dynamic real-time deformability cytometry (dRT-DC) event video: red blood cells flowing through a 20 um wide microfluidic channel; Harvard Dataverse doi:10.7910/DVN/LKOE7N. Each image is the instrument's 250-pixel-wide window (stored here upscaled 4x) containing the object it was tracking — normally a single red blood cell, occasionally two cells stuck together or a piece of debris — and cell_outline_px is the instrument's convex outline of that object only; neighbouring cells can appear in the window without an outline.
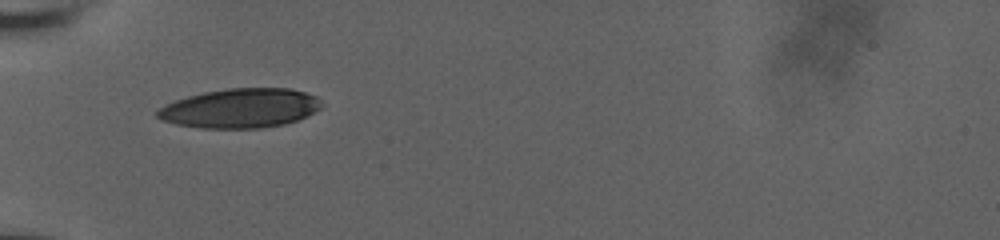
{"species": "human", "species_latin": "Homo sapiens", "temperature_condition": "room temperature", "stored_images_in_passage": 32, "camera_frame_rate_fps": 3000, "um_per_image_px": 0.085, "donor": {"sex": "male"}, "frame": {"image": 1, "passage_image": 1, "time_ms": 0.0, "image_size_px": [1000, 240], "cell_outline_px": [[324, 104], [320, 108], [296, 120], [284, 124], [260, 128], [200, 128], [176, 124], [160, 120], [156, 116], [156, 112], [164, 104], [188, 96], [204, 92], [228, 88], [292, 88], [316, 96]], "centroid_in_image_um": [20.4, 9.19], "position_along_channel_um": 64.6, "area_um2": 37.63}}
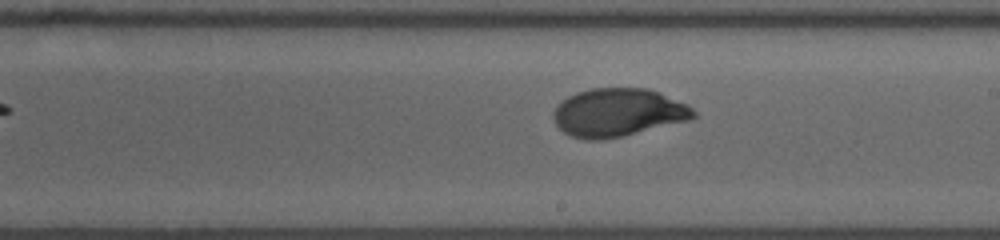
{"frame": {"image": 2, "passage_image": 15, "time_ms": 4.667, "image_size_px": [1000, 240], "cell_outline_px": [[696, 116], [688, 120], [620, 136], [600, 140], [588, 140], [572, 136], [564, 132], [556, 124], [552, 116], [552, 112], [568, 96], [576, 92], [592, 88], [648, 88], [688, 104], [696, 112]], "centroid_in_image_um": [52.52, 9.55], "position_along_channel_um": 236.5, "area_um2": 38.9}}
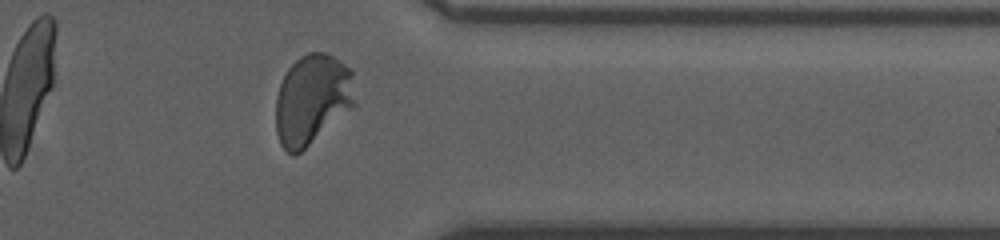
{"frame": {"image": 3, "passage_image": 27, "time_ms": 8.667, "image_size_px": [1000, 240], "cell_outline_px": [[356, 104], [352, 108], [296, 156], [292, 156], [280, 144], [276, 132], [276, 96], [280, 84], [288, 68], [300, 56], [308, 52], [324, 52], [332, 56], [344, 64], [352, 72]], "centroid_in_image_um": [26.52, 8.46], "position_along_channel_um": 384.9, "area_um2": 41.67}, "authors_computed_cell_mechanics": {"area_um2": 39.2462, "velocity_mm_per_s": 3.8302, "shape_relaxation_time_tau1_ms": 3.619, "shape_relaxation_time_tau2_ms": null, "deformation_change_tau1": 0.1928, "deformation_change_tau2": null}}